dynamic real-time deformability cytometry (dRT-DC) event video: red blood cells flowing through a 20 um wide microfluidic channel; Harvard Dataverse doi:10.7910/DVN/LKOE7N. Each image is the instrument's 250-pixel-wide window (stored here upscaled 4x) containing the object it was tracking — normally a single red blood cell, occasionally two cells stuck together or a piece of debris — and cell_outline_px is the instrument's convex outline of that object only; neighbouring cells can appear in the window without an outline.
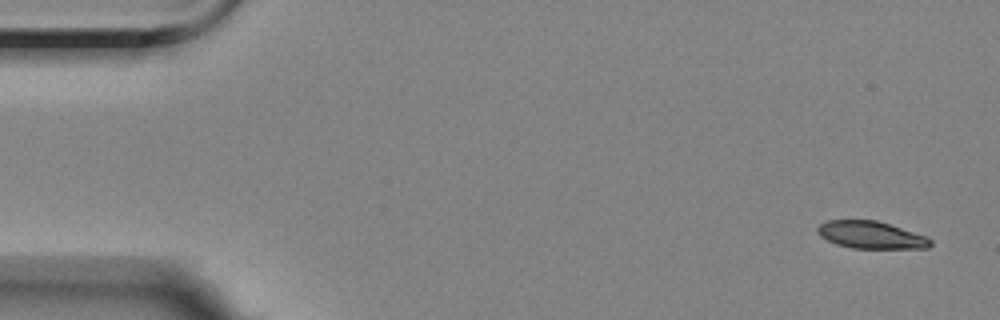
{"species": "Egyptian fruit bat (a non-hibernating species)", "species_latin": "Rousettus aegyptiacus", "temperature_condition": "room temperature", "stored_images_in_passage": 5, "camera_frame_rate_fps": 3000, "um_per_image_px": 0.085, "animal": {"sex": "female"}, "frame": {"image": 1, "passage_image": 1, "time_ms": 0.0, "image_size_px": [1000, 320], "cell_outline_px": [[932, 244], [928, 248], [852, 248], [836, 244], [820, 236], [816, 232], [816, 228], [820, 224], [828, 220], [876, 220], [928, 236], [932, 240]], "centroid_in_image_um": [74.04, 19.97], "position_along_channel_um": 11.0, "area_um2": 18.03}}
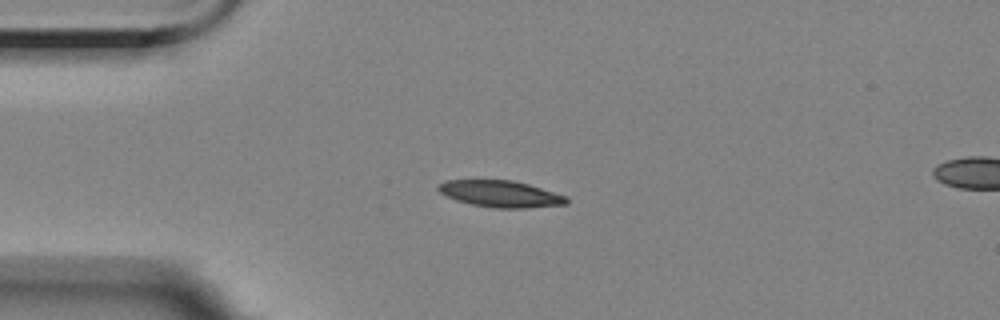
{"frame": {"image": 2, "passage_image": 4, "time_ms": 3.667, "image_size_px": [1000, 320], "cell_outline_px": [[568, 204], [524, 208], [496, 208], [472, 204], [456, 200], [440, 192], [436, 188], [436, 184], [444, 180], [512, 180], [528, 184], [568, 196]], "centroid_in_image_um": [42.54, 16.47], "position_along_channel_um": 42.5, "area_um2": 19.88}}